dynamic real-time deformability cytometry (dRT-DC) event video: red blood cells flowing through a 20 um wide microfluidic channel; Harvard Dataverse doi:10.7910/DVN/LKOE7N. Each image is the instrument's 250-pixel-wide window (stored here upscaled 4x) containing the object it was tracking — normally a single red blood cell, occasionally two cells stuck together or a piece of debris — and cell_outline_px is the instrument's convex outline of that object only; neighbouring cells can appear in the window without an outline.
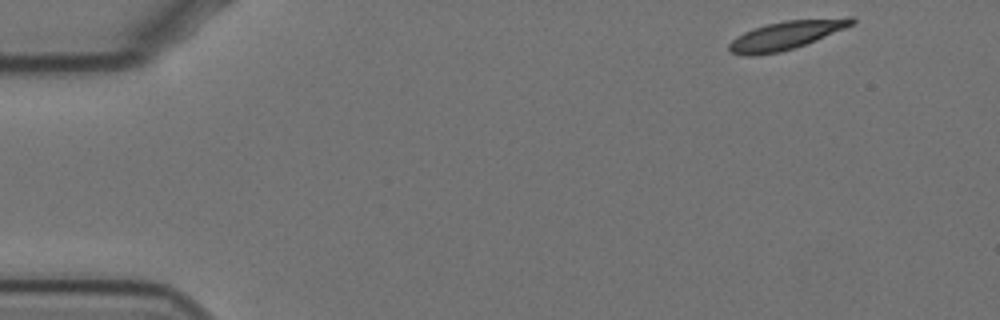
{"species": "Egyptian fruit bat (a non-hibernating species)", "species_latin": "Rousettus aegyptiacus", "temperature_condition": "cold", "stored_images_in_passage": 18, "camera_frame_rate_fps": 3000, "um_per_image_px": 0.085, "animal": {"sex": "female"}, "frame": {"image": 1, "passage_image": 1, "time_ms": 0.0, "image_size_px": [1000, 320], "cell_outline_px": [[856, 20], [852, 24], [844, 28], [804, 44], [780, 52], [752, 56], [744, 56], [732, 52], [728, 48], [728, 44], [736, 36], [752, 28], [784, 20], [848, 16], [856, 16]], "centroid_in_image_um": [66.81, 2.97], "position_along_channel_um": 18.2, "area_um2": 20.35}}
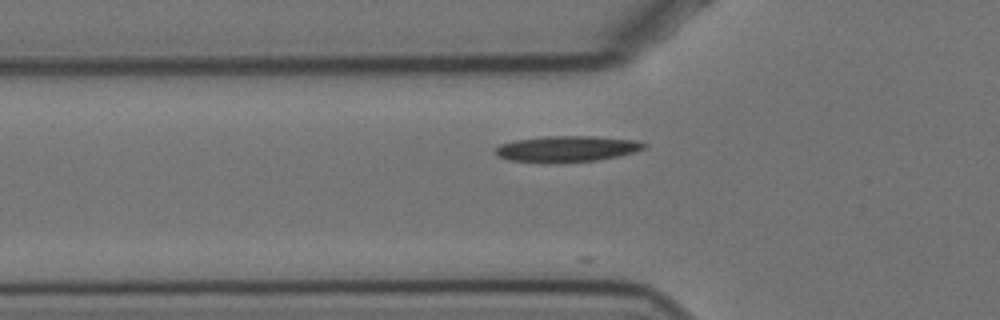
{"frame": {"image": 2, "passage_image": 15, "time_ms": 4.667, "image_size_px": [1000, 320], "cell_outline_px": [[648, 144], [644, 148], [632, 152], [616, 156], [596, 160], [508, 160], [500, 156], [496, 152], [496, 148], [500, 144], [516, 140], [544, 136], [592, 136], [636, 140]], "centroid_in_image_um": [48.23, 12.6], "position_along_channel_um": 77.6, "area_um2": 21.27}}